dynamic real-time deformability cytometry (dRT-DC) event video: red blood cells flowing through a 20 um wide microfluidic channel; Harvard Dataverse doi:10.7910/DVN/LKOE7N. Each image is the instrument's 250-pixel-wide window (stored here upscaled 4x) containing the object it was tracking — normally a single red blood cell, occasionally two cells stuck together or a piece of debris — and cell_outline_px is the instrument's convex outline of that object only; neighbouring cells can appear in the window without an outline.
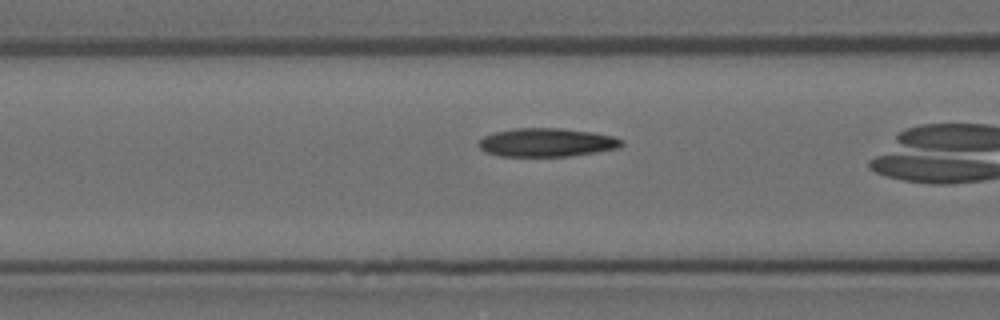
{"species": "Egyptian fruit bat (a non-hibernating species)", "species_latin": "Rousettus aegyptiacus", "temperature_condition": "room temperature", "stored_images_in_passage": 25, "camera_frame_rate_fps": 3000, "um_per_image_px": 0.085, "animal": {"sex": "female"}, "frame": {"image": 1, "passage_image": 3, "time_ms": 0.667, "image_size_px": [1000, 320], "cell_outline_px": [[624, 144], [620, 148], [596, 152], [568, 156], [500, 156], [484, 152], [476, 144], [484, 136], [496, 132], [512, 128], [560, 128], [588, 132], [612, 136], [624, 140]], "centroid_in_image_um": [46.45, 12.11], "position_along_channel_um": 120.1, "area_um2": 23.76}}
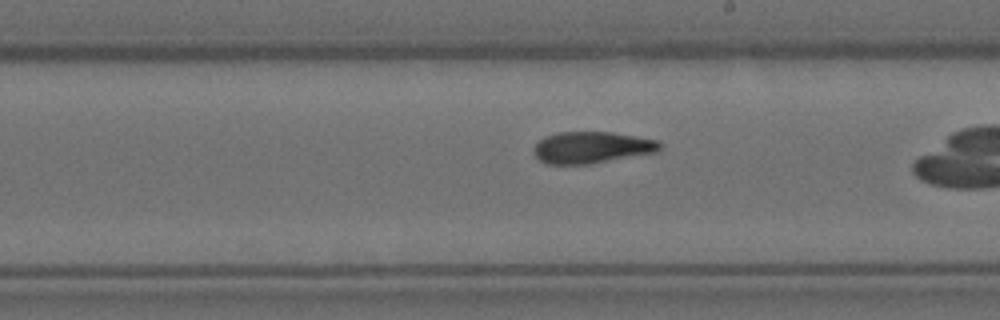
{"frame": {"image": 2, "passage_image": 13, "time_ms": 4.0, "image_size_px": [1000, 320], "cell_outline_px": [[660, 152], [588, 164], [548, 164], [540, 160], [532, 152], [532, 148], [544, 136], [556, 132], [612, 132], [660, 140]], "centroid_in_image_um": [50.31, 12.53], "position_along_channel_um": 238.7, "area_um2": 23.47}}
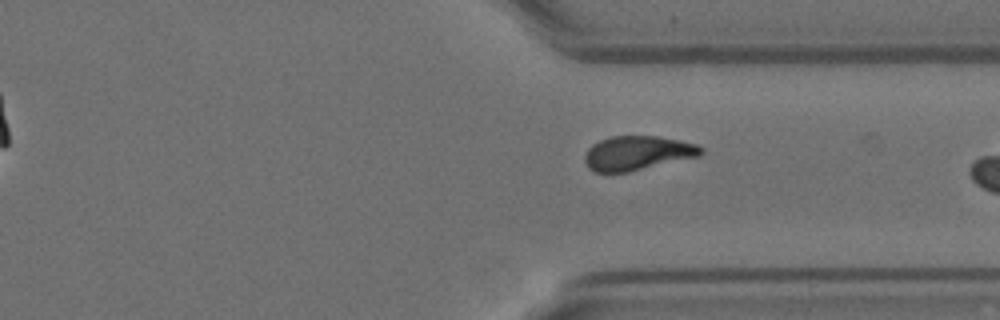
{"frame": {"image": 3, "passage_image": 23, "time_ms": 7.333, "image_size_px": [1000, 320], "cell_outline_px": [[704, 152], [700, 156], [628, 172], [596, 172], [588, 168], [584, 160], [584, 156], [588, 148], [592, 144], [600, 140], [612, 136], [656, 136], [696, 144], [704, 148]], "centroid_in_image_um": [54.17, 13.01], "position_along_channel_um": 357.2, "area_um2": 23.18}}